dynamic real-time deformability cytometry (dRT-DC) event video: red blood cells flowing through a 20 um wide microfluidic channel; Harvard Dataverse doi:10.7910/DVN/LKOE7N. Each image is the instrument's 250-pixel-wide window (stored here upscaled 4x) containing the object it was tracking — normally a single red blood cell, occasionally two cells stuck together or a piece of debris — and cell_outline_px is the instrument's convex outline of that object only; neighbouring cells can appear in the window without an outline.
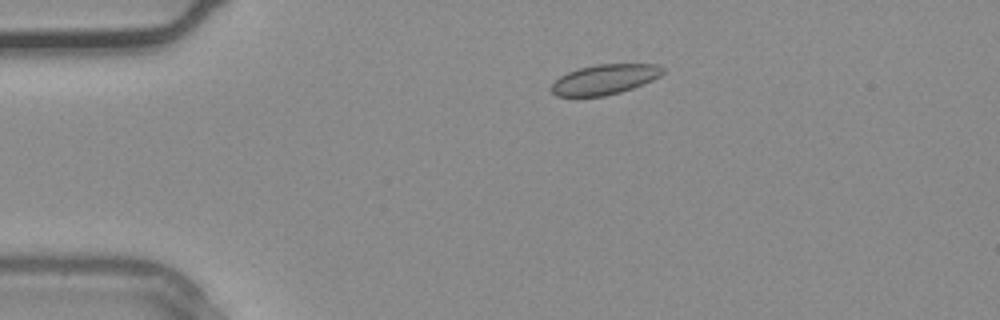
{"species": "common noctule bat (a hibernating species)", "species_latin": "Nyctalus noctula", "temperature_condition": "warm", "stored_images_in_passage": 29, "camera_frame_rate_fps": 3000, "um_per_image_px": 0.085, "animal": {"sex": "male", "body_mass_g": 20.4}, "frame": {"image": 1, "passage_image": 1, "time_ms": 0.0, "image_size_px": [1000, 320], "cell_outline_px": [[664, 72], [660, 76], [652, 80], [632, 88], [620, 92], [604, 96], [556, 96], [548, 88], [560, 76], [568, 72], [580, 68], [596, 64], [660, 64], [664, 68]], "centroid_in_image_um": [51.39, 6.74], "position_along_channel_um": 33.6, "area_um2": 19.48}}
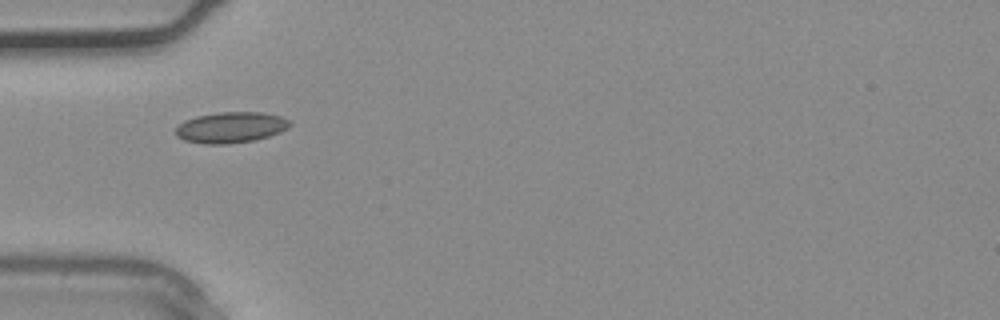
{"frame": {"image": 2, "passage_image": 5, "time_ms": 1.333, "image_size_px": [1000, 320], "cell_outline_px": [[292, 124], [288, 128], [280, 132], [256, 140], [228, 144], [204, 144], [184, 140], [176, 136], [176, 128], [184, 120], [196, 116], [220, 112], [260, 112], [280, 116], [292, 120]], "centroid_in_image_um": [19.64, 10.83], "position_along_channel_um": 65.4, "area_um2": 20.69}}